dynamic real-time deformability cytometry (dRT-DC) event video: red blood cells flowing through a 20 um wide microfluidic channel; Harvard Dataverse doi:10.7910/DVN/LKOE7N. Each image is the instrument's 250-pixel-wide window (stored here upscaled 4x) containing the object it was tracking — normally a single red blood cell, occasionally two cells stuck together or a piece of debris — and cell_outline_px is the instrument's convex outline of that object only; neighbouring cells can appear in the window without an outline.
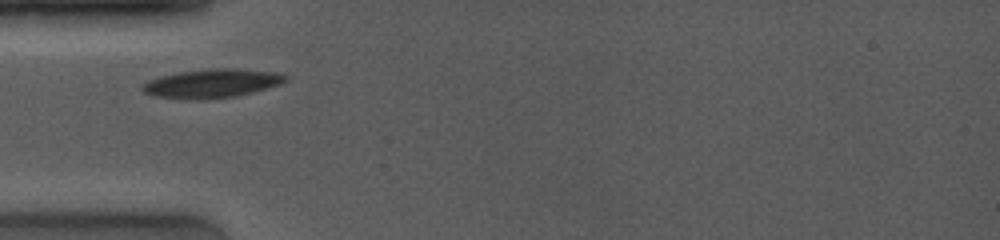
{"species": "common noctule bat (a hibernating species)", "species_latin": "Nyctalus noctula", "temperature_condition": "room temperature", "stored_images_in_passage": 38, "camera_frame_rate_fps": 4000, "um_per_image_px": 0.085, "animal": {"sex": "female", "body_mass_g": 19.0, "forearm_length_mm": 53.3}, "frame": {"image": 1, "passage_image": 1, "time_ms": 0.0, "image_size_px": [1000, 240], "cell_outline_px": [[288, 80], [280, 84], [252, 92], [236, 96], [188, 100], [156, 96], [144, 92], [140, 88], [148, 80], [160, 76], [180, 72], [212, 68], [236, 68], [272, 72], [288, 76]], "centroid_in_image_um": [17.99, 7.08], "position_along_channel_um": 67.0, "area_um2": 23.76}}
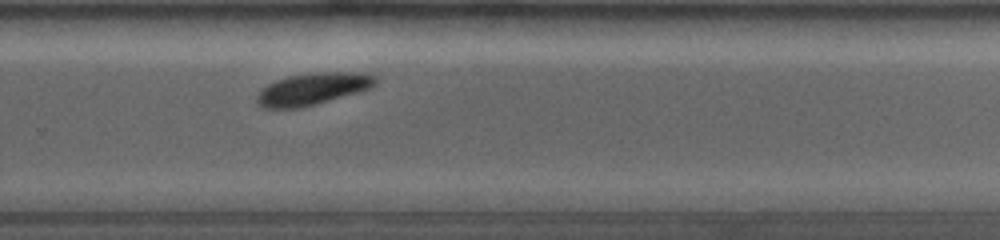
{"frame": {"image": 2, "passage_image": 25, "time_ms": 6.0, "image_size_px": [1000, 240], "cell_outline_px": [[380, 80], [376, 84], [368, 88], [356, 92], [316, 104], [300, 108], [264, 108], [256, 100], [256, 96], [268, 84], [276, 80], [288, 76], [316, 72], [364, 72], [376, 76]], "centroid_in_image_um": [26.61, 7.54], "position_along_channel_um": 303.2, "area_um2": 21.91}}
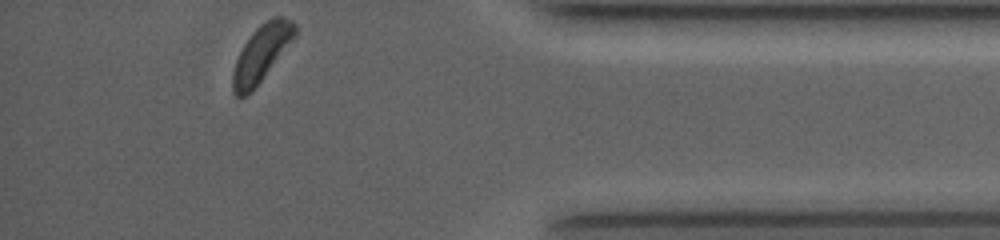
{"frame": {"image": 3, "passage_image": 38, "time_ms": 9.25, "image_size_px": [1000, 240], "cell_outline_px": [[296, 36], [260, 80], [244, 96], [236, 96], [232, 92], [232, 72], [236, 60], [244, 44], [252, 32], [260, 24], [272, 16], [284, 16], [292, 20], [296, 24]], "centroid_in_image_um": [22.23, 4.46], "position_along_channel_um": 413.0, "area_um2": 20.0}, "authors_computed_cell_mechanics": {"area_um2": 22.5131, "velocity_mm_per_s": 3.9494, "shape_relaxation_time_tau1_ms": 1.1124, "shape_relaxation_time_tau2_ms": null, "deformation_change_tau1": 0.0658, "deformation_change_tau2": null}}